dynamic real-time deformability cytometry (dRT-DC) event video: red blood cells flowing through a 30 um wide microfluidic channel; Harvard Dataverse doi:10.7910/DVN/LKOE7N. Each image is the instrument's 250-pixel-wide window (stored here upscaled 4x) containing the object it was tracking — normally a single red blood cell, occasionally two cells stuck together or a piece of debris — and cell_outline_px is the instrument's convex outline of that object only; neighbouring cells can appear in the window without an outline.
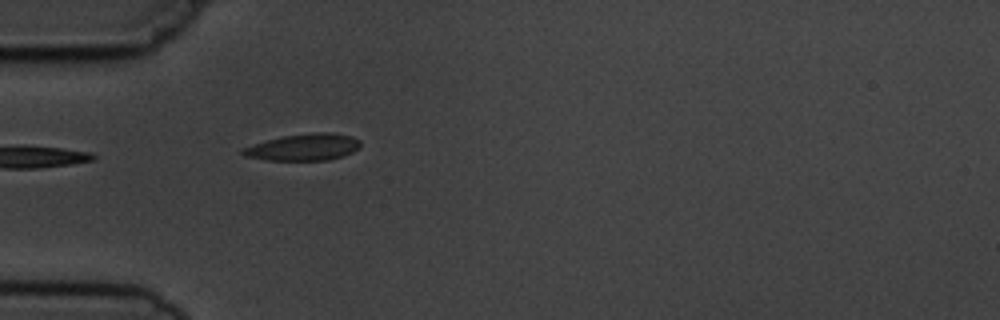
{"species": "common noctule bat (a hibernating species)", "species_latin": "Nyctalus noctula", "temperature_condition": "cold", "stored_images_in_passage": 1, "camera_frame_rate_fps": 3000, "um_per_image_px": 0.085, "animal": {"sex": "male", "body_mass_g": 19.5, "forearm_length_mm": 54.6}, "frame": {"image": 1, "passage_image": 1, "time_ms": 0.0, "image_size_px": [1000, 320], "cell_outline_px": [[360, 148], [344, 156], [328, 160], [268, 160], [244, 156], [240, 152], [244, 148], [268, 140], [284, 136], [312, 132], [332, 132], [352, 136], [360, 140]], "centroid_in_image_um": [25.87, 12.51], "position_along_channel_um": 59.1, "area_um2": 18.26}}